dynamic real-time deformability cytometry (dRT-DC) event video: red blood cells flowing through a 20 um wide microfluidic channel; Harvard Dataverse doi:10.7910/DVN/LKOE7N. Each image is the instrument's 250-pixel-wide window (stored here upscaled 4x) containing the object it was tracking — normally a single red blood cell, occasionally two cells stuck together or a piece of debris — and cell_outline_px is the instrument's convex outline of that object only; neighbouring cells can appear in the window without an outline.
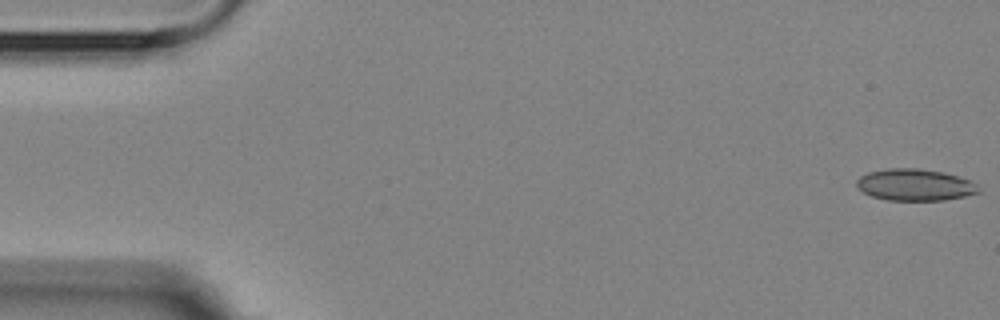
{"species": "Egyptian fruit bat (a non-hibernating species)", "species_latin": "Rousettus aegyptiacus", "temperature_condition": "room temperature", "stored_images_in_passage": 7, "camera_frame_rate_fps": 3000, "um_per_image_px": 0.085, "animal": {"sex": "female"}, "frame": {"image": 1, "passage_image": 1, "time_ms": 0.0, "image_size_px": [1000, 320], "cell_outline_px": [[980, 192], [964, 196], [944, 200], [888, 200], [872, 196], [864, 192], [856, 184], [856, 180], [860, 176], [868, 172], [888, 168], [916, 168], [944, 172], [968, 180], [976, 184]], "centroid_in_image_um": [77.75, 15.7], "position_along_channel_um": 7.3, "area_um2": 22.31}}
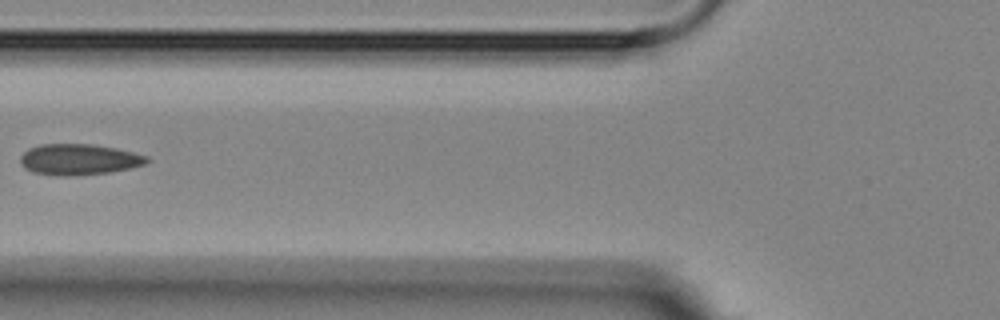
{"frame": {"image": 2, "passage_image": 6, "time_ms": 6.667, "image_size_px": [1000, 320], "cell_outline_px": [[152, 160], [144, 164], [128, 168], [108, 172], [32, 172], [24, 168], [20, 164], [20, 156], [28, 148], [40, 144], [92, 144], [116, 148], [148, 156]], "centroid_in_image_um": [6.73, 13.48], "position_along_channel_um": 119.1, "area_um2": 21.62}}
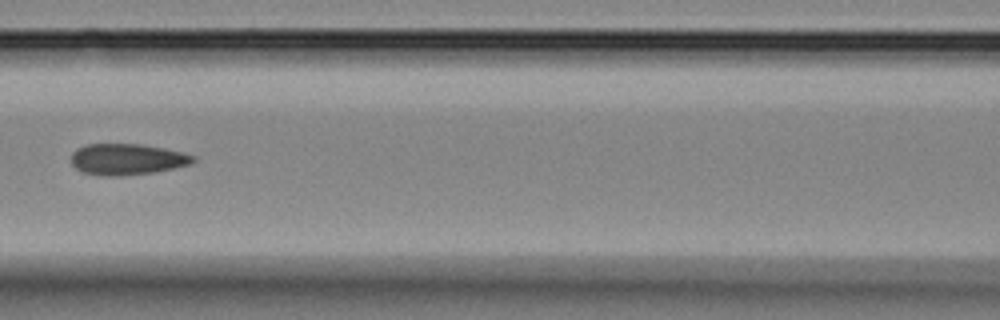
{"frame": {"image": 3, "passage_image": 7, "time_ms": 7.667, "image_size_px": [1000, 320], "cell_outline_px": [[196, 160], [188, 164], [172, 168], [152, 172], [120, 176], [100, 176], [84, 172], [76, 168], [72, 164], [72, 152], [76, 148], [88, 144], [140, 144], [164, 148], [196, 156]], "centroid_in_image_um": [10.77, 13.53], "position_along_channel_um": 155.8, "area_um2": 21.96}}